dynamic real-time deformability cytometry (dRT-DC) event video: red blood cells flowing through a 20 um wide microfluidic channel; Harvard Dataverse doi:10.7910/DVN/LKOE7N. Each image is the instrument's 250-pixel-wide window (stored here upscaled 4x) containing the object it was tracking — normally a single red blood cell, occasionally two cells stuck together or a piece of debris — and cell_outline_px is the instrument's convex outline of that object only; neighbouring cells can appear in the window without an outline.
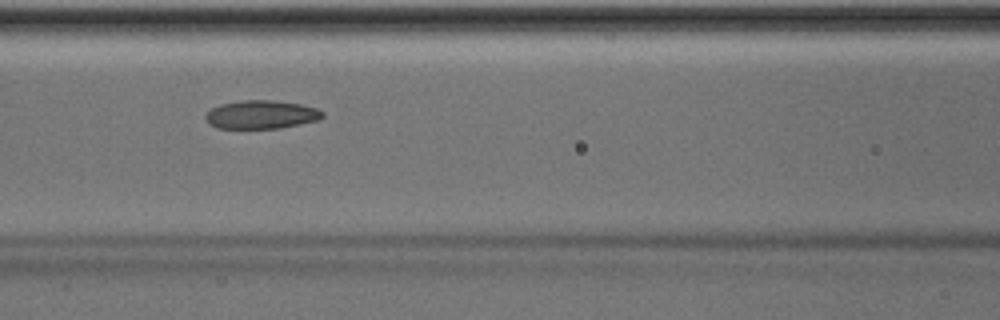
{"species": "Egyptian fruit bat (a non-hibernating species)", "species_latin": "Rousettus aegyptiacus", "temperature_condition": "room temperature", "stored_images_in_passage": 50, "camera_frame_rate_fps": 3000, "um_per_image_px": 0.085, "animal": {"sex": "male"}, "frame": {"image": 1, "passage_image": 22, "time_ms": 7.0, "image_size_px": [1000, 320], "cell_outline_px": [[324, 116], [320, 120], [280, 128], [216, 128], [208, 124], [204, 116], [212, 108], [220, 104], [240, 100], [272, 100], [300, 104], [316, 108], [324, 112]], "centroid_in_image_um": [22.2, 9.74], "position_along_channel_um": 144.4, "area_um2": 19.48}}
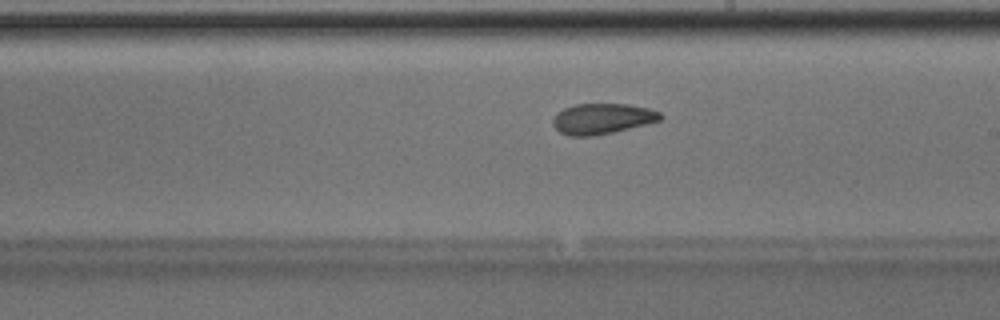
{"frame": {"image": 2, "passage_image": 29, "time_ms": 9.333, "image_size_px": [1000, 320], "cell_outline_px": [[664, 116], [660, 120], [612, 132], [592, 136], [568, 136], [560, 132], [552, 124], [552, 120], [556, 112], [564, 108], [576, 104], [628, 104], [648, 108], [660, 112]], "centroid_in_image_um": [51.15, 10.08], "position_along_channel_um": 237.8, "area_um2": 19.07}, "authors_computed_cell_mechanics": {"area_um2": 19.9121, "velocity_mm_per_s": 4.0178, "shape_relaxation_time_tau1_ms": 8.4227, "shape_relaxation_time_tau2_ms": 3.3141, "deformation_change_tau1": 0.1516, "deformation_change_tau2": 0.0867}}